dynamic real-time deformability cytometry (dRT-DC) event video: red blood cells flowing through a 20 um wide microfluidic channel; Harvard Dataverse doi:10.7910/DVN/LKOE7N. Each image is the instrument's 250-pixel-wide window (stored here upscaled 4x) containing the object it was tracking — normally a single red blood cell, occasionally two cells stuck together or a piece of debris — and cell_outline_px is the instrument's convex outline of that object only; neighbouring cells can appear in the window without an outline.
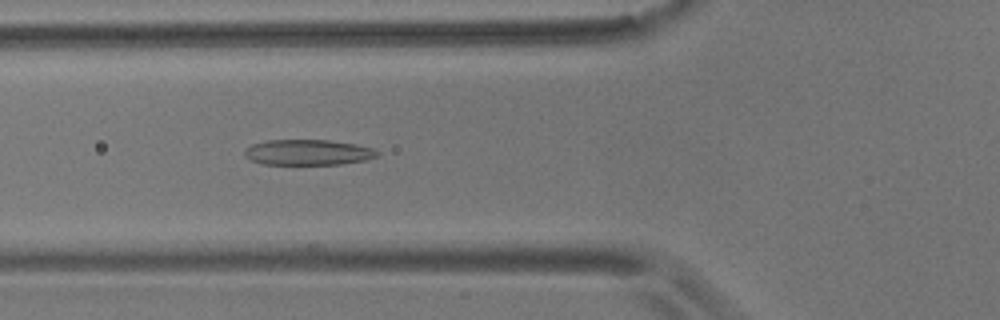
{"species": "common noctule bat (a hibernating species)", "species_latin": "Nyctalus noctula", "temperature_condition": "room temperature", "stored_images_in_passage": 42, "camera_frame_rate_fps": 3000, "um_per_image_px": 0.085, "animal": {"sex": "male", "body_mass_g": 17.9}, "frame": {"image": 1, "passage_image": 6, "time_ms": 1.667, "image_size_px": [1000, 320], "cell_outline_px": [[380, 152], [376, 156], [364, 160], [340, 164], [264, 164], [252, 160], [244, 156], [244, 152], [252, 144], [268, 140], [328, 140], [356, 144], [372, 148]], "centroid_in_image_um": [26.18, 12.94], "position_along_channel_um": 99.6, "area_um2": 19.54}}
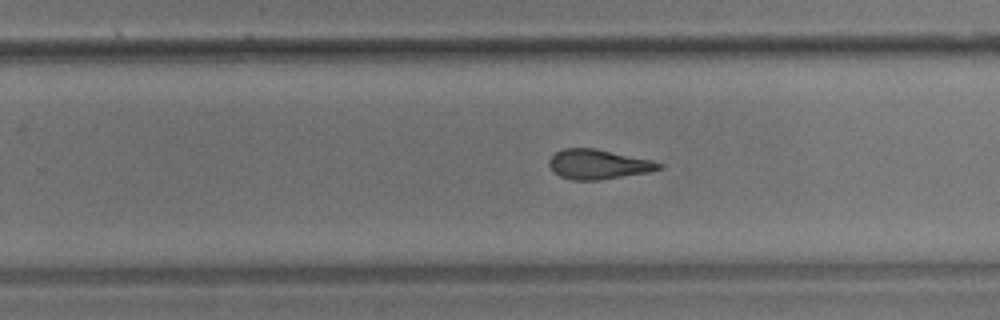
{"frame": {"image": 2, "passage_image": 21, "time_ms": 6.667, "image_size_px": [1000, 320], "cell_outline_px": [[664, 168], [648, 172], [596, 180], [572, 180], [560, 176], [552, 172], [548, 164], [548, 160], [556, 152], [564, 148], [596, 148], [652, 160], [664, 164]], "centroid_in_image_um": [50.84, 13.96], "position_along_channel_um": 279.0, "area_um2": 19.07}}
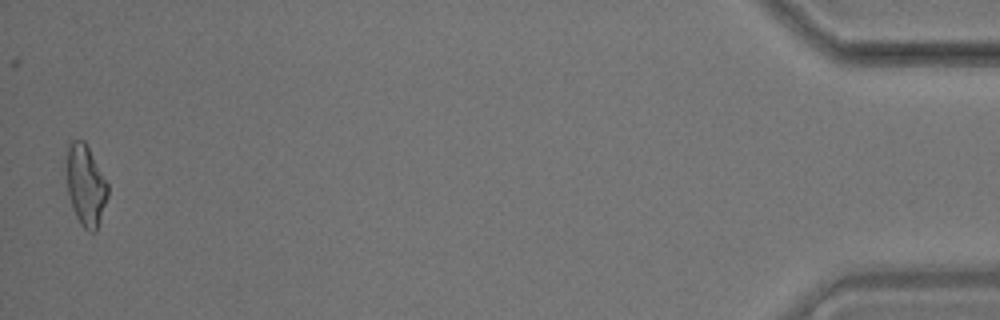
{"frame": {"image": 3, "passage_image": 41, "time_ms": 13.333, "image_size_px": [1000, 320], "cell_outline_px": [[108, 196], [96, 232], [88, 232], [80, 224], [72, 208], [68, 196], [68, 148], [72, 140], [84, 140], [108, 184]], "centroid_in_image_um": [7.3, 15.81], "position_along_channel_um": 427.9, "area_um2": 19.07}, "authors_computed_cell_mechanics": {"area_um2": 19.3341, "velocity_mm_per_s": 3.5789, "shape_relaxation_time_tau1_ms": null, "shape_relaxation_time_tau2_ms": 2.7772, "deformation_change_tau1": null, "deformation_change_tau2": 0.1224}}